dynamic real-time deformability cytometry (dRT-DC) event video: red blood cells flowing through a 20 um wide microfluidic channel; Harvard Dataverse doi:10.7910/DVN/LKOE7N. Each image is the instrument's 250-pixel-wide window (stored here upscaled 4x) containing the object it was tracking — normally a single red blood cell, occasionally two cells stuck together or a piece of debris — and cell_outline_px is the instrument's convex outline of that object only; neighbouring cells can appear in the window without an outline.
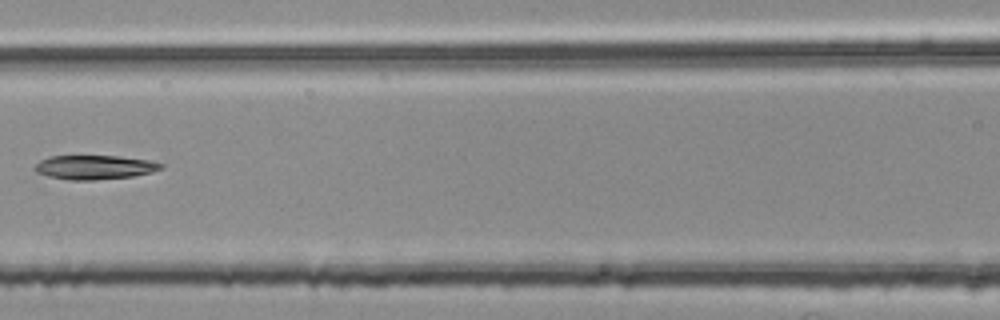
{"species": "common noctule bat (a hibernating species)", "species_latin": "Nyctalus noctula", "temperature_condition": "room temperature", "stored_images_in_passage": 6, "segment_of_instrument_passage": [2, 2], "camera_frame_rate_fps": 3000, "um_per_image_px": 0.085, "animal": {"sex": "female", "body_mass_g": 25.1}, "frame": {"image": 1, "passage_image": 6, "time_ms": 1.667, "image_size_px": [1000, 320], "cell_outline_px": [[164, 168], [152, 172], [132, 176], [96, 180], [68, 180], [48, 176], [36, 172], [32, 168], [40, 160], [52, 156], [120, 156], [148, 160], [164, 164]], "centroid_in_image_um": [8.04, 14.22], "position_along_channel_um": 158.6, "area_um2": 17.8}}